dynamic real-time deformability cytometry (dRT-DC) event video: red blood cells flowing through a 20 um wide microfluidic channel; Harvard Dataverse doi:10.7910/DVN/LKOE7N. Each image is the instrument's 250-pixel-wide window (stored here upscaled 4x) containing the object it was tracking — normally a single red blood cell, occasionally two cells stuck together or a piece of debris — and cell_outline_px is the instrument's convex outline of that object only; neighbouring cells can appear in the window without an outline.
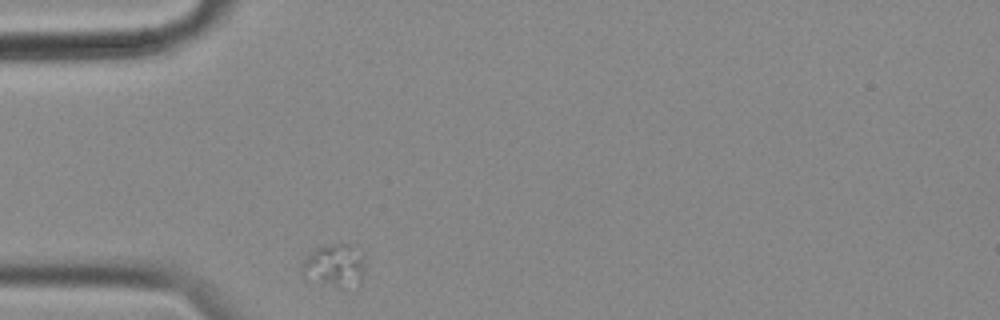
{"species": "common noctule bat (a hibernating species)", "species_latin": "Nyctalus noctula", "temperature_condition": "cold", "stored_images_in_passage": 24, "camera_frame_rate_fps": 3000, "um_per_image_px": 0.085, "animal": {"sex": "female", "body_mass_g": 18.4}, "frame": {"image": 1, "passage_image": 1, "time_ms": 0.0, "image_size_px": [1000, 320], "cell_outline_px": [[364, 272], [360, 284], [344, 288], [340, 288], [300, 272], [304, 260], [316, 248], [340, 244], [348, 244], [360, 260]], "centroid_in_image_um": [28.43, 22.6], "position_along_channel_um": 56.6, "area_um2": 14.33}}